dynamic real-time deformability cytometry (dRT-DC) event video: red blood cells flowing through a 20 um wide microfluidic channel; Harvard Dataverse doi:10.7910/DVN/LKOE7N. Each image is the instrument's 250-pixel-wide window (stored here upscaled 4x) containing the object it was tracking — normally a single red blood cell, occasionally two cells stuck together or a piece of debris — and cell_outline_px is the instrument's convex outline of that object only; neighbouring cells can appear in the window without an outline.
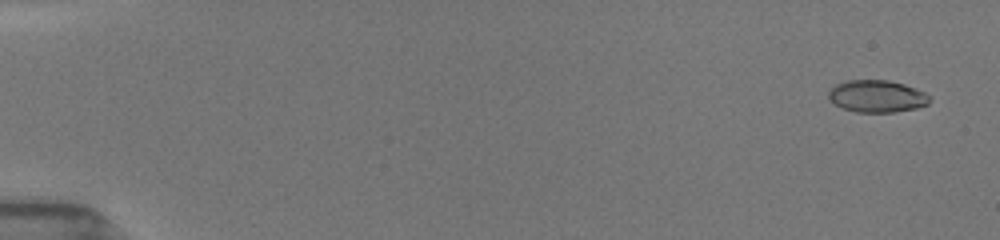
{"species": "common noctule bat (a hibernating species)", "species_latin": "Nyctalus noctula", "temperature_condition": "room temperature", "stored_images_in_passage": 15, "camera_frame_rate_fps": 3000, "um_per_image_px": 0.085, "animal": {"sex": "female", "body_mass_g": 19.5, "forearm_length_mm": 54.1}, "frame": {"image": 1, "passage_image": 1, "time_ms": 0.0, "image_size_px": [1000, 240], "cell_outline_px": [[932, 96], [928, 104], [916, 108], [896, 112], [856, 112], [840, 108], [828, 100], [828, 92], [836, 84], [848, 80], [888, 80], [904, 84], [916, 88]], "centroid_in_image_um": [74.53, 8.19], "position_along_channel_um": 10.5, "area_um2": 19.19}}
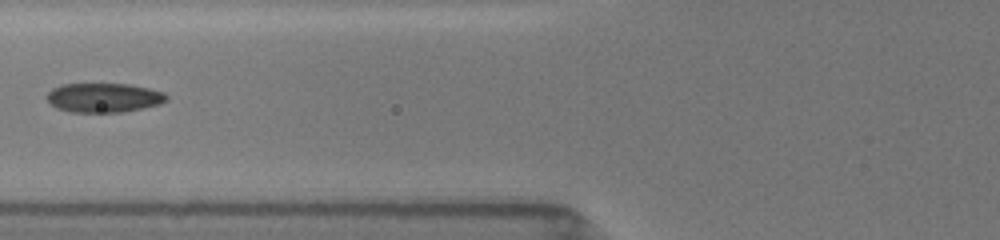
{"frame": {"image": 2, "passage_image": 10, "time_ms": 6.667, "image_size_px": [1000, 240], "cell_outline_px": [[168, 100], [160, 104], [144, 108], [124, 112], [72, 112], [56, 108], [48, 104], [44, 96], [52, 88], [60, 84], [128, 84], [148, 88], [164, 92], [168, 96]], "centroid_in_image_um": [8.78, 8.31], "position_along_channel_um": 117.0, "area_um2": 20.75}}
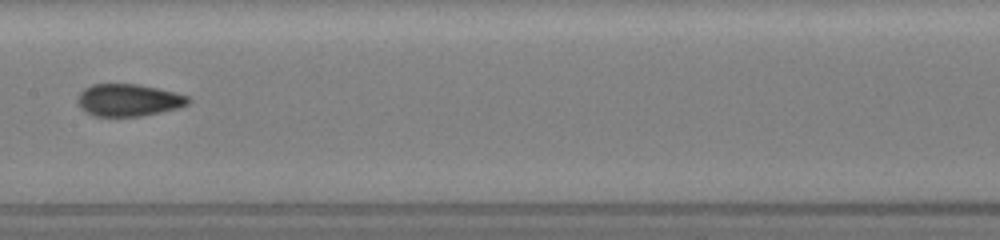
{"frame": {"image": 3, "passage_image": 14, "time_ms": 8.667, "image_size_px": [1000, 240], "cell_outline_px": [[192, 100], [188, 104], [176, 108], [160, 112], [140, 116], [96, 116], [80, 108], [76, 100], [80, 92], [84, 88], [92, 84], [140, 84], [188, 96]], "centroid_in_image_um": [10.89, 8.5], "position_along_channel_um": 196.5, "area_um2": 20.63}}